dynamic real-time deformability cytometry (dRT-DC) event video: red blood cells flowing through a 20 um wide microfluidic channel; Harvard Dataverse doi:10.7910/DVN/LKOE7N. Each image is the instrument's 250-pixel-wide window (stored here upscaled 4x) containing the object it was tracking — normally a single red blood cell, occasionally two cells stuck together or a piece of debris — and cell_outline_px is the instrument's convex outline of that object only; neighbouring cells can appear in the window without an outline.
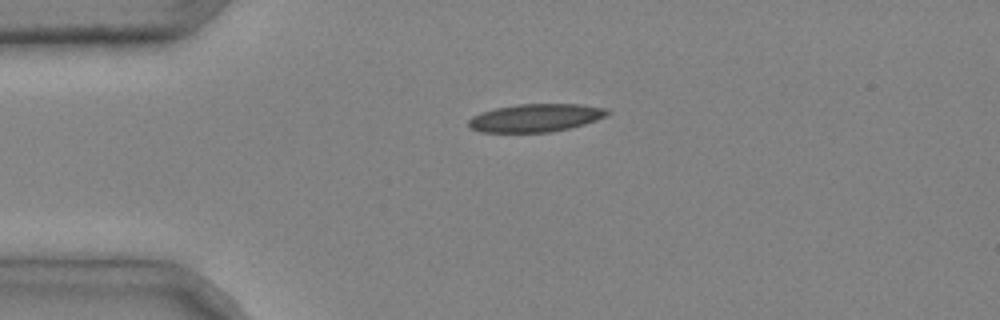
{"species": "common noctule bat (a hibernating species)", "species_latin": "Nyctalus noctula", "temperature_condition": "cold", "stored_images_in_passage": 2, "camera_frame_rate_fps": 3000, "um_per_image_px": 0.085, "animal": {"sex": "male", "body_mass_g": 20.4}, "frame": {"image": 1, "passage_image": 1, "time_ms": 0.0, "image_size_px": [1000, 320], "cell_outline_px": [[612, 112], [608, 116], [572, 128], [552, 132], [480, 132], [468, 128], [468, 120], [472, 116], [480, 112], [496, 108], [516, 104], [580, 104], [608, 108]], "centroid_in_image_um": [45.55, 10.01], "position_along_channel_um": 39.4, "area_um2": 23.0}}